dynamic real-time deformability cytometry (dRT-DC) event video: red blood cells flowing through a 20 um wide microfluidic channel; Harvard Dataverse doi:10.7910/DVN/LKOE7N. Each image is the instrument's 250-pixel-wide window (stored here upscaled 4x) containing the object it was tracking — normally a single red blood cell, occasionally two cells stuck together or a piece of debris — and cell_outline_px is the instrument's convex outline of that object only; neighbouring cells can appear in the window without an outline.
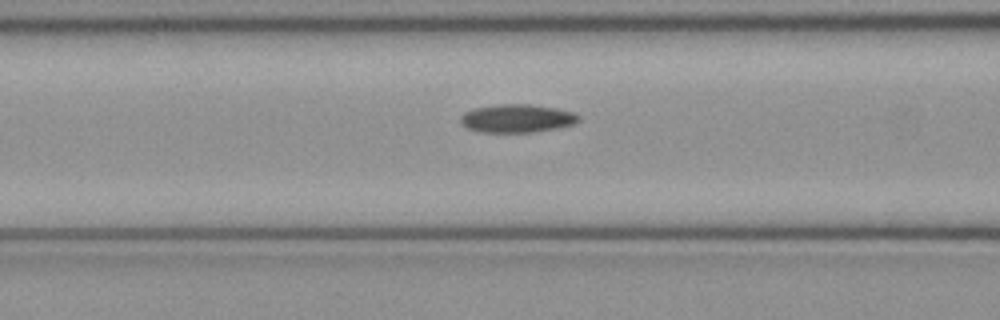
{"species": "common noctule bat (a hibernating species)", "species_latin": "Nyctalus noctula", "temperature_condition": "cold", "stored_images_in_passage": 12, "camera_frame_rate_fps": 3000, "um_per_image_px": 0.085, "animal": {"sex": "female", "body_mass_g": 21.9}, "frame": {"image": 1, "passage_image": 10, "time_ms": 3.0, "image_size_px": [1000, 320], "cell_outline_px": [[580, 120], [572, 124], [556, 128], [536, 132], [480, 132], [468, 128], [460, 120], [460, 116], [464, 112], [472, 108], [500, 104], [532, 104], [556, 108], [572, 112], [580, 116]], "centroid_in_image_um": [43.94, 10.05], "position_along_channel_um": 122.7, "area_um2": 19.42}}